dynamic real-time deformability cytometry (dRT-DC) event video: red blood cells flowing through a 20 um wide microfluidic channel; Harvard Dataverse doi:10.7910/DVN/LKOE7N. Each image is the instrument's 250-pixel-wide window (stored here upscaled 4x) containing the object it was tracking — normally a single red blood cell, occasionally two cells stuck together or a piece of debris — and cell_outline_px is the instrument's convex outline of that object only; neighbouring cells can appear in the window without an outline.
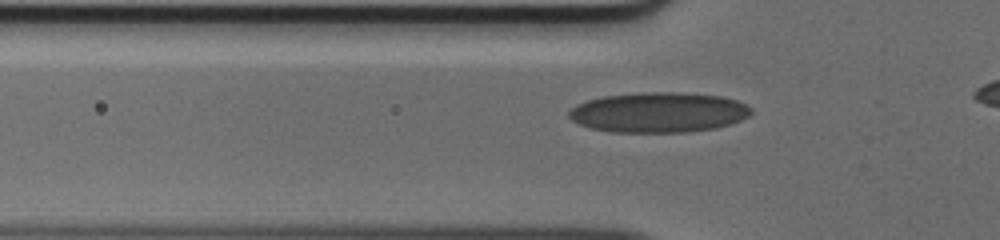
{"species": "human", "species_latin": "Homo sapiens", "temperature_condition": "cold", "stored_images_in_passage": 36, "camera_frame_rate_fps": 3000, "um_per_image_px": 0.085, "donor": {"sex": "male"}, "frame": {"image": 1, "passage_image": 11, "time_ms": 3.333, "image_size_px": [1000, 240], "cell_outline_px": [[752, 112], [748, 116], [740, 120], [716, 128], [688, 132], [612, 132], [588, 128], [572, 120], [568, 116], [568, 112], [576, 104], [588, 100], [604, 96], [644, 92], [676, 92], [720, 96], [736, 100], [752, 108]], "centroid_in_image_um": [55.96, 9.55], "position_along_channel_um": 69.8, "area_um2": 42.6}}
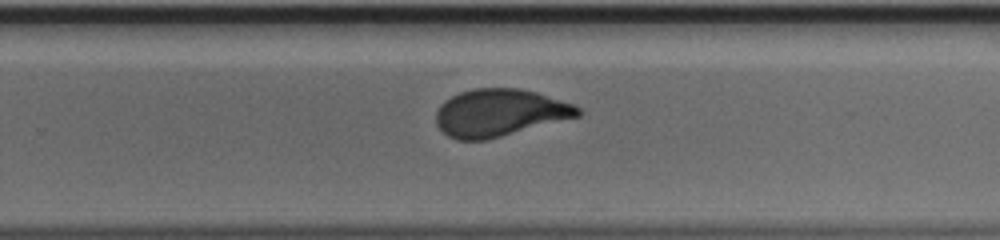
{"frame": {"image": 2, "passage_image": 27, "time_ms": 8.667, "image_size_px": [1000, 240], "cell_outline_px": [[584, 112], [580, 116], [484, 140], [456, 140], [448, 136], [436, 124], [436, 112], [440, 104], [444, 100], [460, 92], [476, 88], [520, 88], [536, 92], [572, 104], [580, 108]], "centroid_in_image_um": [42.45, 9.58], "position_along_channel_um": 287.4, "area_um2": 38.9}}
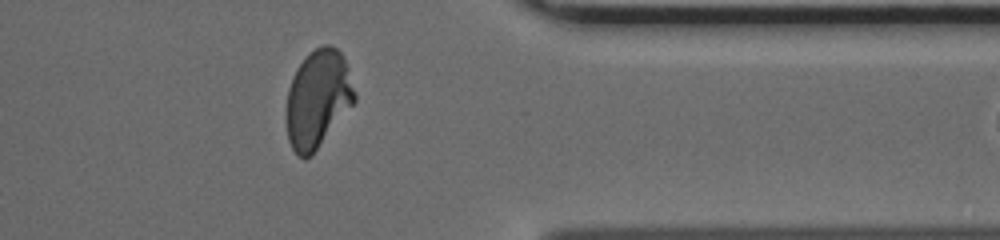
{"frame": {"image": 3, "passage_image": 35, "time_ms": 11.333, "image_size_px": [1000, 240], "cell_outline_px": [[356, 100], [312, 156], [304, 160], [292, 148], [288, 140], [284, 120], [284, 112], [288, 88], [292, 76], [296, 68], [304, 56], [308, 52], [324, 44], [328, 44], [336, 48], [340, 52], [348, 68], [356, 92]], "centroid_in_image_um": [26.97, 8.41], "position_along_channel_um": 384.4, "area_um2": 39.59}}